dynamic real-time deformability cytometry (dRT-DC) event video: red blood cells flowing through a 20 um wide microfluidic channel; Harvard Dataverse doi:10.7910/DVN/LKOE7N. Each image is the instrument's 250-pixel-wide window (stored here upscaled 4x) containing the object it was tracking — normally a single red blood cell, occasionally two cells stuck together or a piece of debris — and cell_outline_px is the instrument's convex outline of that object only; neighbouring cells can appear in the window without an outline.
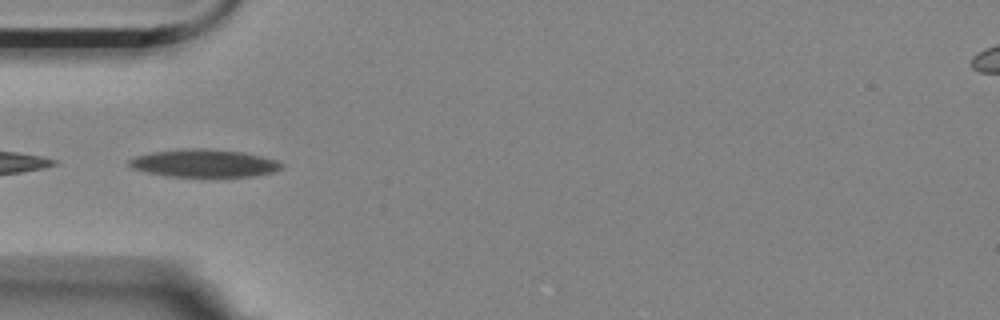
{"species": "Egyptian fruit bat (a non-hibernating species)", "species_latin": "Rousettus aegyptiacus", "temperature_condition": "room temperature", "stored_images_in_passage": 30, "camera_frame_rate_fps": 3000, "um_per_image_px": 0.085, "animal": {"sex": "female"}, "frame": {"image": 1, "passage_image": 16, "time_ms": 5.0, "image_size_px": [1000, 320], "cell_outline_px": [[284, 168], [272, 172], [252, 176], [164, 176], [144, 172], [132, 168], [128, 164], [128, 160], [136, 156], [152, 152], [188, 148], [208, 148], [244, 152], [264, 156], [276, 160], [284, 164]], "centroid_in_image_um": [17.36, 13.86], "position_along_channel_um": 67.6, "area_um2": 24.8}}
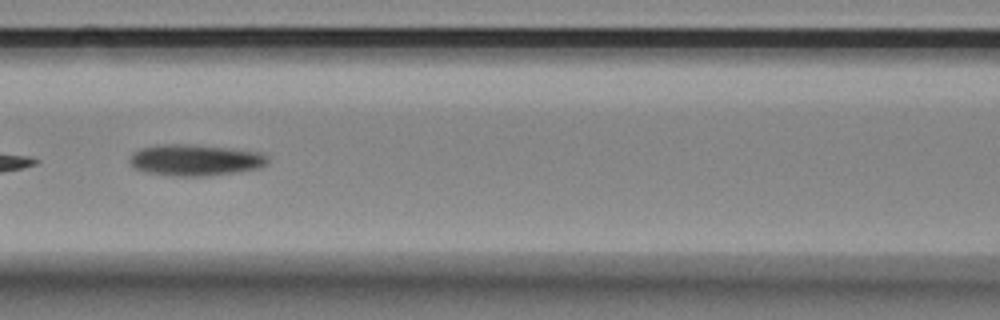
{"frame": {"image": 2, "passage_image": 23, "time_ms": 7.333, "image_size_px": [1000, 320], "cell_outline_px": [[268, 164], [260, 168], [232, 172], [200, 176], [180, 176], [144, 172], [136, 168], [128, 160], [132, 152], [140, 148], [160, 144], [184, 144], [228, 148], [264, 152], [268, 156]], "centroid_in_image_um": [16.6, 13.59], "position_along_channel_um": 150.0, "area_um2": 25.09}}
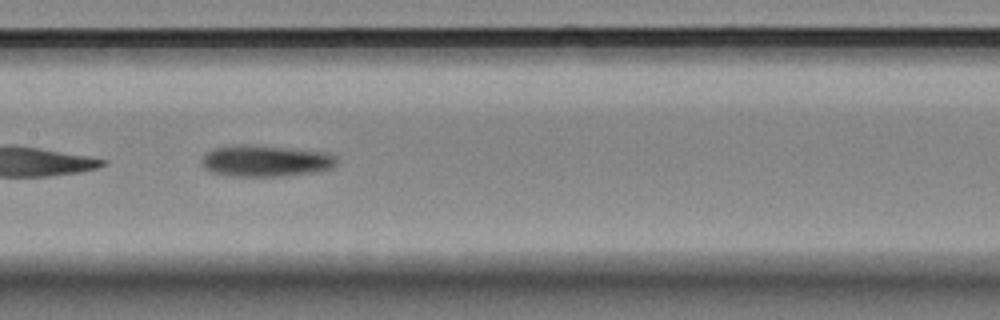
{"frame": {"image": 3, "passage_image": 26, "time_ms": 8.333, "image_size_px": [1000, 320], "cell_outline_px": [[336, 164], [332, 168], [316, 172], [284, 176], [228, 176], [212, 172], [204, 168], [204, 156], [212, 148], [236, 144], [252, 144], [336, 152]], "centroid_in_image_um": [22.66, 13.65], "position_along_channel_um": 184.7, "area_um2": 25.26}}